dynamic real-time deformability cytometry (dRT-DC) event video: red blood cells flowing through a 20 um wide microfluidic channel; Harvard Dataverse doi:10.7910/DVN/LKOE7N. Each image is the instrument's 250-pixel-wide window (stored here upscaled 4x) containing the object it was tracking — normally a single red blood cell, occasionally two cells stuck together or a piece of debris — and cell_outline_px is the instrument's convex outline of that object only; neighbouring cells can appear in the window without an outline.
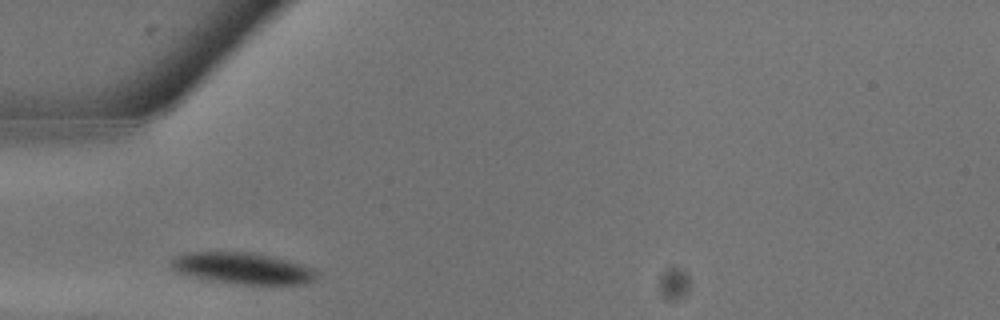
{"species": "common noctule bat (a hibernating species)", "species_latin": "Nyctalus noctula", "temperature_condition": "warm", "stored_images_in_passage": 4, "camera_frame_rate_fps": 3000, "um_per_image_px": 0.085, "animal": {"sex": "male", "body_mass_g": 13.3}, "frame": {"image": 1, "passage_image": 1, "time_ms": 0.0, "image_size_px": [1000, 320], "cell_outline_px": [[316, 276], [312, 280], [300, 284], [244, 284], [196, 276], [180, 272], [172, 268], [172, 260], [176, 256], [188, 252], [252, 252], [272, 256], [304, 264], [316, 268]], "centroid_in_image_um": [20.71, 22.77], "position_along_channel_um": 64.3, "area_um2": 25.89}}
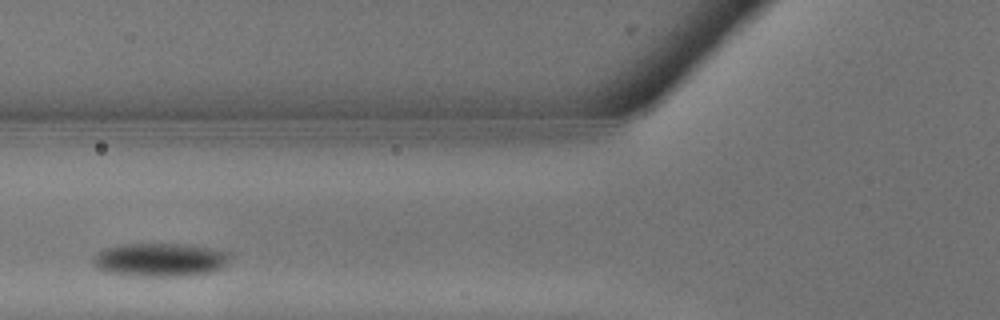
{"frame": {"image": 2, "passage_image": 3, "time_ms": 0.667, "image_size_px": [1000, 320], "cell_outline_px": [[228, 264], [212, 272], [188, 276], [136, 276], [108, 272], [96, 268], [92, 264], [92, 260], [96, 252], [104, 248], [120, 244], [184, 244], [212, 248], [228, 252]], "centroid_in_image_um": [13.57, 22.08], "position_along_channel_um": 112.2, "area_um2": 26.93}}